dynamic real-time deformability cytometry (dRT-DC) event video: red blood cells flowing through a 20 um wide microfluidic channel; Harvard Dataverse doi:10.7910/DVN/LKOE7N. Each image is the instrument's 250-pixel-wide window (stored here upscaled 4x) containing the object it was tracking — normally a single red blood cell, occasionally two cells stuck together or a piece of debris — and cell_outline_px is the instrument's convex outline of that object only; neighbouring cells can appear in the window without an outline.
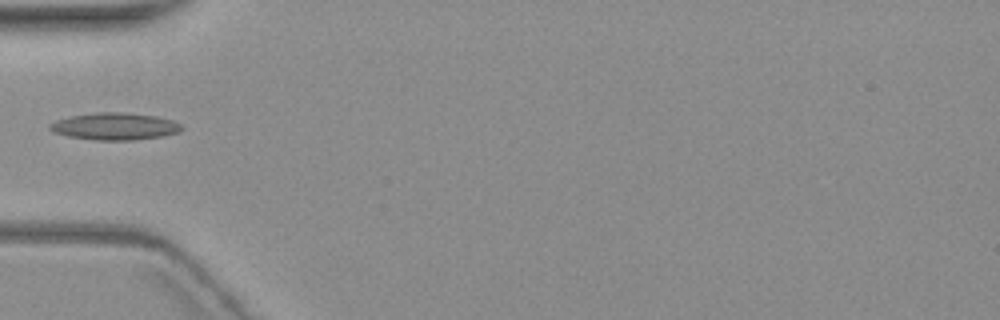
{"species": "common noctule bat (a hibernating species)", "species_latin": "Nyctalus noctula", "temperature_condition": "warm", "stored_images_in_passage": 3, "camera_frame_rate_fps": 3000, "um_per_image_px": 0.085, "animal": {"sex": "female", "body_mass_g": 19.3, "forearm_length_mm": 54.1}, "frame": {"image": 1, "passage_image": 3, "time_ms": 2.333, "image_size_px": [1000, 320], "cell_outline_px": [[184, 128], [180, 132], [160, 136], [136, 140], [96, 140], [68, 136], [52, 132], [48, 128], [48, 124], [56, 120], [72, 116], [96, 112], [124, 112], [156, 116], [172, 120], [180, 124]], "centroid_in_image_um": [9.75, 10.74], "position_along_channel_um": 75.3, "area_um2": 20.87}}